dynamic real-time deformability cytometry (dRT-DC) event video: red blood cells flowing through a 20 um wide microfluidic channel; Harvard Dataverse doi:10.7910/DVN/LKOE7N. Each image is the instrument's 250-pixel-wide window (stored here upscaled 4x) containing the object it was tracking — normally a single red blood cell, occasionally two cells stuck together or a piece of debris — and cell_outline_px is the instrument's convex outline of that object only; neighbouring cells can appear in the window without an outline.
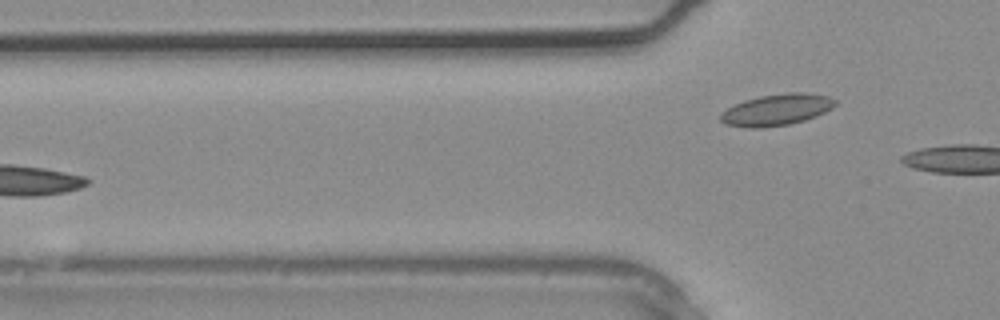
{"species": "common noctule bat (a hibernating species)", "species_latin": "Nyctalus noctula", "temperature_condition": "warm", "stored_images_in_passage": 2, "camera_frame_rate_fps": 3000, "um_per_image_px": 0.085, "animal": {"sex": "male", "body_mass_g": 20.4}, "frame": {"image": 1, "passage_image": 2, "time_ms": 0.333, "image_size_px": [1000, 320], "cell_outline_px": [[836, 104], [832, 108], [816, 116], [804, 120], [788, 124], [760, 128], [748, 128], [728, 124], [720, 120], [720, 112], [744, 100], [760, 96], [788, 92], [804, 92], [828, 96], [836, 100]], "centroid_in_image_um": [66.02, 9.32], "position_along_channel_um": 59.8, "area_um2": 20.87}}